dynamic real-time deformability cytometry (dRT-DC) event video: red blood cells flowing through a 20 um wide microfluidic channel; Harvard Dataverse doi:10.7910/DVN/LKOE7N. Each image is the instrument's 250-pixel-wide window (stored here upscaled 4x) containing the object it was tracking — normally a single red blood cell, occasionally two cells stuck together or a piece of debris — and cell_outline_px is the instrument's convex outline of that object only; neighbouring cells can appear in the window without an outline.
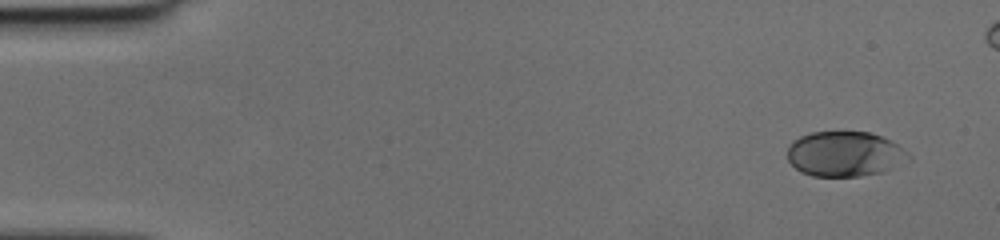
{"species": "human", "species_latin": "Homo sapiens", "temperature_condition": "cold", "stored_images_in_passage": 44, "camera_frame_rate_fps": 3000, "um_per_image_px": 0.085, "donor": {"sex": "female"}, "frame": {"image": 1, "passage_image": 1, "time_ms": 0.0, "image_size_px": [1000, 240], "cell_outline_px": [[912, 156], [884, 172], [860, 176], [812, 176], [800, 172], [788, 160], [788, 144], [792, 140], [800, 136], [812, 132], [872, 132], [896, 144], [908, 152]], "centroid_in_image_um": [71.76, 13.09], "position_along_channel_um": 13.2, "area_um2": 31.73}}
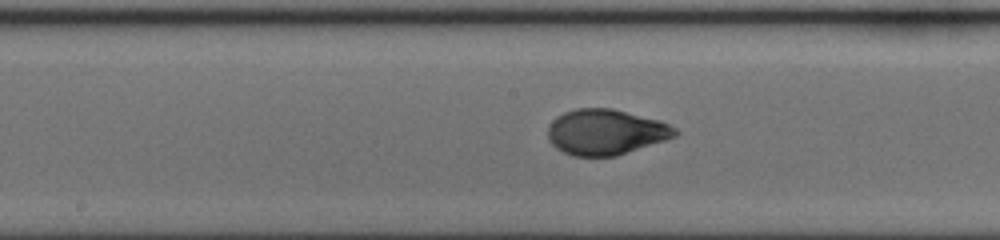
{"frame": {"image": 2, "passage_image": 24, "time_ms": 7.667, "image_size_px": [1000, 240], "cell_outline_px": [[680, 132], [676, 136], [616, 156], [572, 156], [556, 148], [548, 140], [548, 124], [556, 116], [564, 112], [576, 108], [612, 108], [660, 120], [676, 128]], "centroid_in_image_um": [51.46, 11.21], "position_along_channel_um": 196.7, "area_um2": 33.87}}
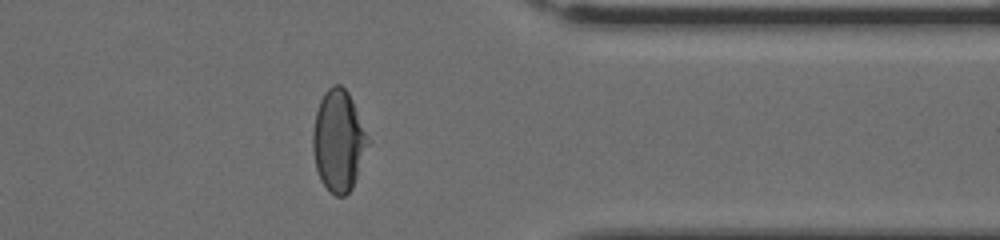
{"frame": {"image": 3, "passage_image": 38, "time_ms": 12.333, "image_size_px": [1000, 240], "cell_outline_px": [[372, 140], [352, 188], [344, 196], [336, 196], [320, 180], [316, 168], [312, 148], [312, 132], [316, 112], [320, 100], [324, 92], [332, 84], [340, 84], [348, 92]], "centroid_in_image_um": [28.8, 11.94], "position_along_channel_um": 382.6, "area_um2": 32.95}}